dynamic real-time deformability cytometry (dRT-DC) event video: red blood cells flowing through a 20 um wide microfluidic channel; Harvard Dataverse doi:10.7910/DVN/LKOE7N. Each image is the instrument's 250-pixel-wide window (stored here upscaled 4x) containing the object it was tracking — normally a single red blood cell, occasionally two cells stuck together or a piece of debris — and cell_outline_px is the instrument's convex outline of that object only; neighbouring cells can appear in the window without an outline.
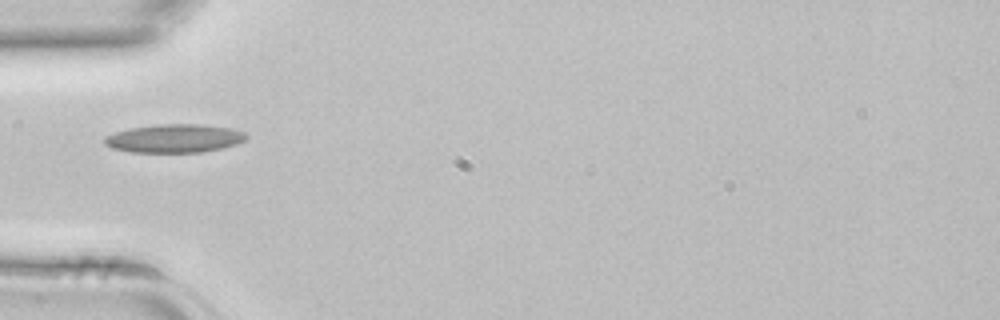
{"species": "common noctule bat (a hibernating species)", "species_latin": "Nyctalus noctula", "temperature_condition": "room temperature", "stored_images_in_passage": 1, "camera_frame_rate_fps": 3000, "um_per_image_px": 0.085, "animal": {"sex": "female", "body_mass_g": 22.7, "forearm_length_mm": 54.2}, "frame": {"image": 1, "passage_image": 1, "time_ms": 0.0, "image_size_px": [1000, 320], "cell_outline_px": [[248, 136], [244, 140], [236, 144], [204, 152], [132, 152], [112, 148], [104, 144], [104, 136], [128, 128], [160, 124], [200, 124], [232, 128], [244, 132]], "centroid_in_image_um": [14.81, 11.76], "position_along_channel_um": 70.2, "area_um2": 23.47}}